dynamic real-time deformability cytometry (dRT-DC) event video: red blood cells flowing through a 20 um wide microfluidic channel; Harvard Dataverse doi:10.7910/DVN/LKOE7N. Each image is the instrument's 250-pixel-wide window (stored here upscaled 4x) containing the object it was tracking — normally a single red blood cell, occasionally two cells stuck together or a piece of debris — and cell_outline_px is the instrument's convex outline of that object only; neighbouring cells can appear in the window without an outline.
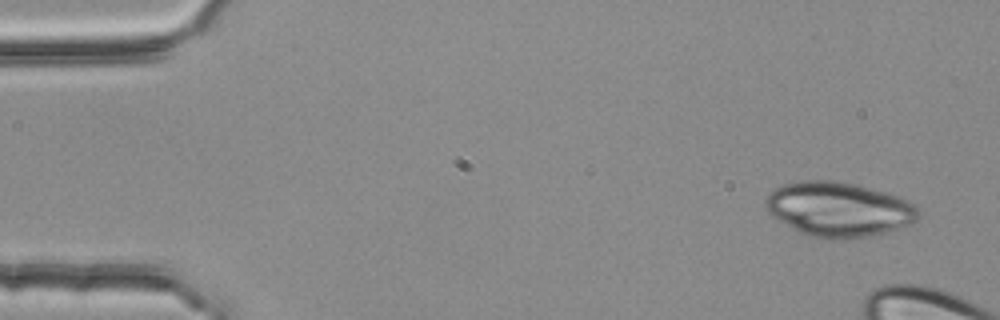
{"species": "common noctule bat (a hibernating species)", "species_latin": "Nyctalus noctula", "temperature_condition": "room temperature", "stored_images_in_passage": 5, "camera_frame_rate_fps": 3000, "um_per_image_px": 0.085, "animal": {"sex": "female", "body_mass_g": 25.1}, "frame": {"image": 1, "passage_image": 1, "time_ms": 0.0, "image_size_px": [1000, 320], "cell_outline_px": [[920, 216], [912, 224], [900, 228], [868, 236], [832, 240], [812, 236], [800, 232], [792, 228], [772, 216], [764, 208], [764, 200], [776, 188], [784, 184], [800, 180], [832, 180], [852, 184], [900, 196], [908, 200], [920, 208]], "centroid_in_image_um": [71.31, 17.79], "position_along_channel_um": 13.7, "area_um2": 48.61}}